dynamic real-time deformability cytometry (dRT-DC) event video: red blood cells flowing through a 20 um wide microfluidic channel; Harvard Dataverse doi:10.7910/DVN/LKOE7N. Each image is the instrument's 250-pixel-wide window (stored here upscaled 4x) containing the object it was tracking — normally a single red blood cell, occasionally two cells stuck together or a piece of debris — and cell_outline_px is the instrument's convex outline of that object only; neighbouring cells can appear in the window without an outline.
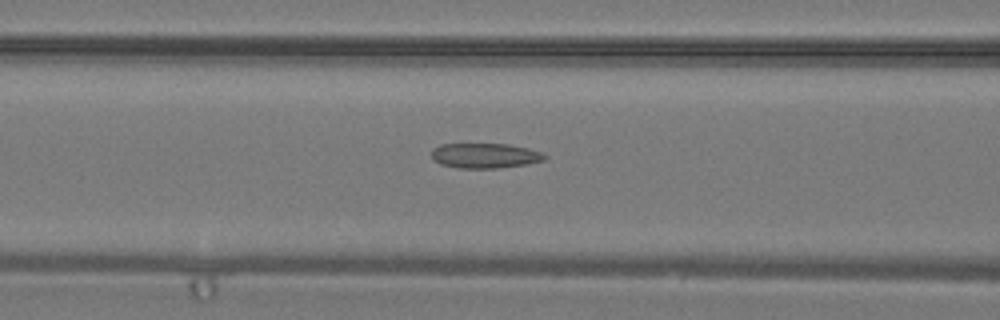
{"species": "common noctule bat (a hibernating species)", "species_latin": "Nyctalus noctula", "temperature_condition": "warm", "stored_images_in_passage": 31, "camera_frame_rate_fps": 3000, "um_per_image_px": 0.085, "animal": {"sex": "male", "body_mass_g": 19.2, "forearm_length_mm": 51.8}, "frame": {"image": 1, "passage_image": 8, "time_ms": 2.333, "image_size_px": [1000, 320], "cell_outline_px": [[548, 156], [544, 160], [528, 164], [496, 168], [456, 168], [440, 164], [432, 160], [432, 148], [440, 144], [508, 144], [528, 148], [544, 152]], "centroid_in_image_um": [41.22, 13.23], "position_along_channel_um": 125.4, "area_um2": 16.7}}
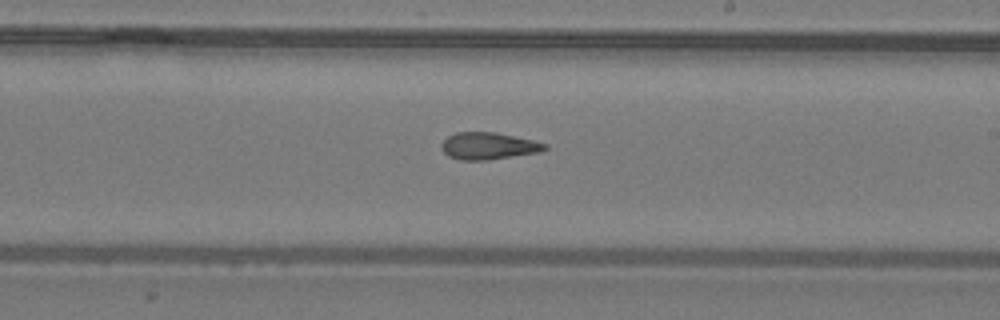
{"frame": {"image": 2, "passage_image": 15, "time_ms": 4.667, "image_size_px": [1000, 320], "cell_outline_px": [[548, 148], [540, 152], [488, 160], [460, 160], [448, 156], [440, 148], [440, 144], [448, 136], [456, 132], [496, 132], [532, 140], [548, 144]], "centroid_in_image_um": [41.5, 12.41], "position_along_channel_um": 247.5, "area_um2": 16.36}}
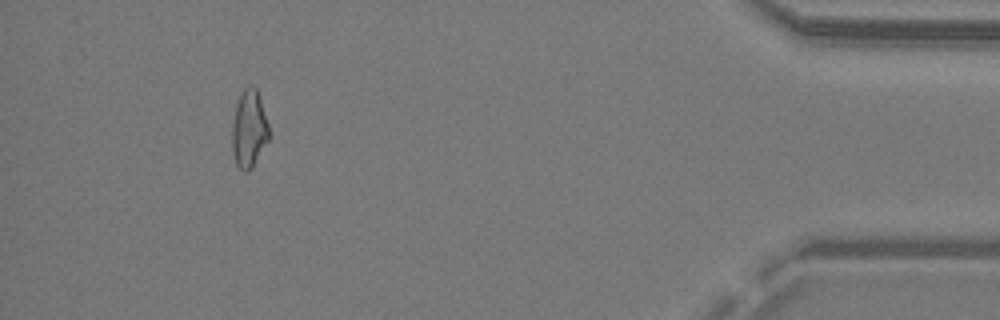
{"frame": {"image": 3, "passage_image": 28, "time_ms": 9.0, "image_size_px": [1000, 320], "cell_outline_px": [[268, 140], [252, 168], [248, 172], [244, 172], [236, 164], [232, 152], [232, 124], [236, 104], [244, 88], [248, 84], [252, 84], [256, 88], [268, 124]], "centroid_in_image_um": [21.15, 10.97], "position_along_channel_um": 414.1, "area_um2": 16.53}}